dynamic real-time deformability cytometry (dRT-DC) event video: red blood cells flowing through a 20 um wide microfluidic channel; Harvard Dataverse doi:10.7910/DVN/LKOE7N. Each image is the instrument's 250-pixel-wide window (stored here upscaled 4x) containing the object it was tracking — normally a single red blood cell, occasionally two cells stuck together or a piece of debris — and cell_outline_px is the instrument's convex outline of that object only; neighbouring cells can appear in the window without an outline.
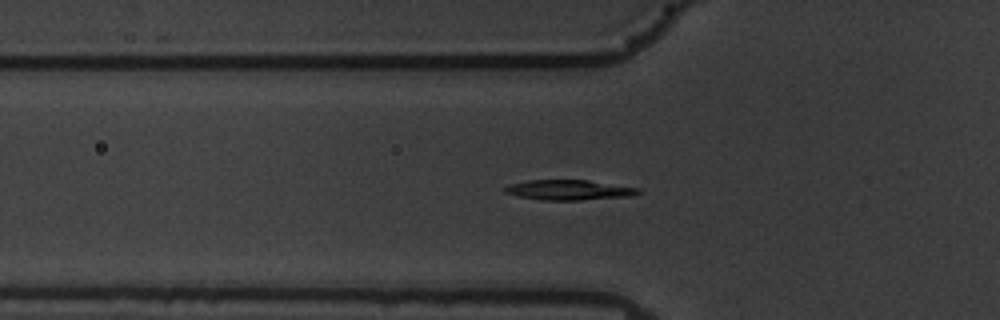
{"species": "common noctule bat (a hibernating species)", "species_latin": "Nyctalus noctula", "temperature_condition": "warm", "stored_images_in_passage": 36, "camera_frame_rate_fps": 3000, "um_per_image_px": 0.085, "animal": {"sex": "male", "body_mass_g": 19.5, "forearm_length_mm": 54.6}, "frame": {"image": 1, "passage_image": 11, "time_ms": 3.333, "image_size_px": [1000, 320], "cell_outline_px": [[644, 192], [632, 196], [580, 200], [544, 200], [520, 196], [504, 192], [504, 188], [508, 184], [528, 180], [588, 180], [640, 188]], "centroid_in_image_um": [48.42, 16.14], "position_along_channel_um": 77.4, "area_um2": 15.66}}
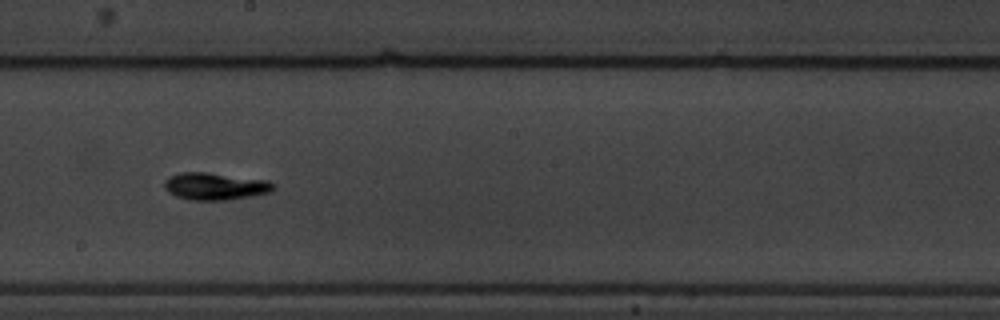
{"frame": {"image": 2, "passage_image": 24, "time_ms": 7.667, "image_size_px": [1000, 320], "cell_outline_px": [[276, 184], [272, 192], [224, 200], [192, 200], [176, 196], [168, 192], [164, 188], [164, 180], [168, 176], [180, 172], [208, 172], [268, 180]], "centroid_in_image_um": [18.27, 15.82], "position_along_channel_um": 229.9, "area_um2": 17.4}}
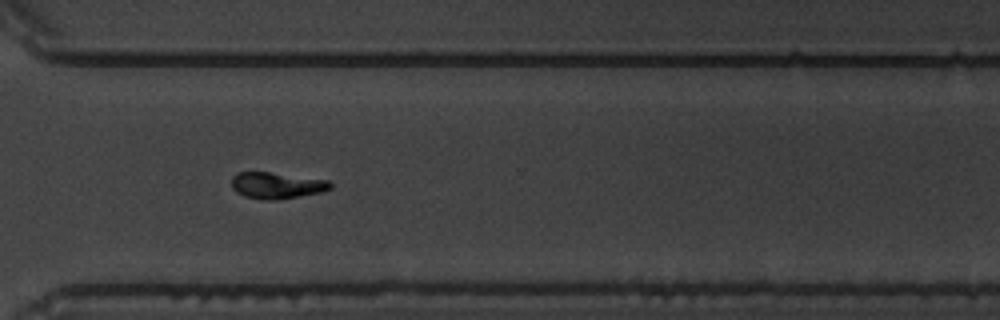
{"frame": {"image": 3, "passage_image": 34, "time_ms": 11.0, "image_size_px": [1000, 320], "cell_outline_px": [[332, 188], [320, 192], [276, 200], [264, 200], [244, 196], [236, 192], [232, 188], [232, 176], [236, 172], [268, 172], [328, 180], [332, 184]], "centroid_in_image_um": [23.48, 15.76], "position_along_channel_um": 347.1, "area_um2": 15.09}, "authors_computed_cell_mechanics": {"area_um2": 15.5193, "velocity_mm_per_s": 3.5156, "shape_relaxation_time_tau1_ms": 4.0595, "shape_relaxation_time_tau2_ms": 3.4321, "deformation_change_tau1": 0.1874, "deformation_change_tau2": 0.0926}}